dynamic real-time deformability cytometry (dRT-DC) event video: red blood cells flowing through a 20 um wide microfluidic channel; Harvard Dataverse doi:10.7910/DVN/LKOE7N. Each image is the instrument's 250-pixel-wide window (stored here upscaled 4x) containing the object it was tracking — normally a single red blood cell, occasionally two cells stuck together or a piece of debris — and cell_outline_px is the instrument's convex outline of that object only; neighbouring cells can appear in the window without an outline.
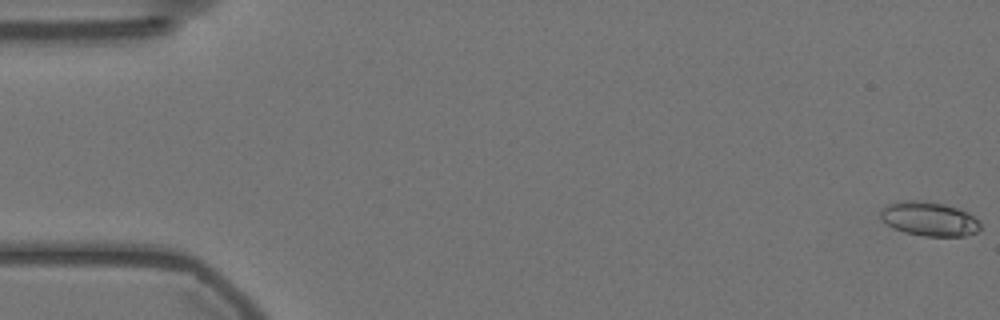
{"species": "Egyptian fruit bat (a non-hibernating species)", "species_latin": "Rousettus aegyptiacus", "temperature_condition": "warm", "stored_images_in_passage": 58, "camera_frame_rate_fps": 3000, "um_per_image_px": 0.085, "animal": {"sex": "female"}, "frame": {"image": 1, "passage_image": 1, "time_ms": 0.0, "image_size_px": [1000, 320], "cell_outline_px": [[980, 228], [976, 232], [964, 236], [924, 236], [904, 232], [888, 224], [880, 216], [880, 212], [884, 204], [900, 200], [920, 200], [944, 204], [968, 212], [980, 220]], "centroid_in_image_um": [78.98, 18.59], "position_along_channel_um": 6.0, "area_um2": 19.94}}
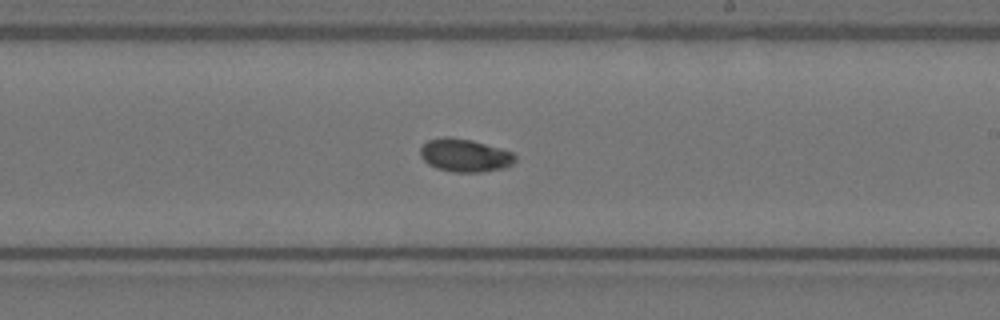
{"frame": {"image": 2, "passage_image": 34, "time_ms": 11.0, "image_size_px": [1000, 320], "cell_outline_px": [[516, 160], [508, 168], [480, 172], [452, 172], [436, 168], [428, 164], [420, 156], [420, 148], [428, 140], [448, 136], [472, 140], [512, 152], [516, 156]], "centroid_in_image_um": [39.52, 13.22], "position_along_channel_um": 249.5, "area_um2": 18.32}}
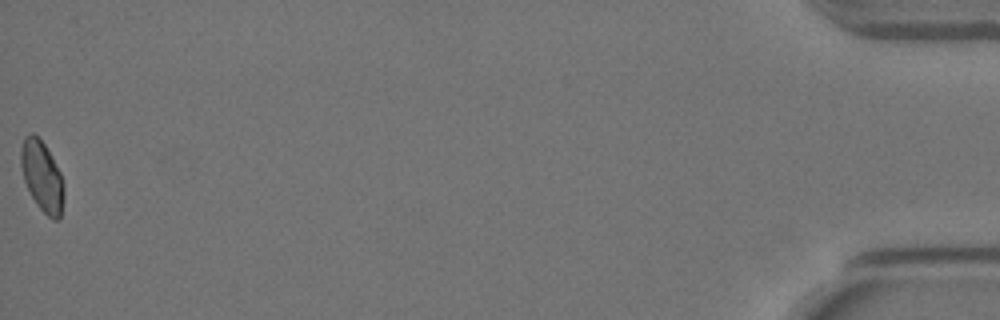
{"frame": {"image": 3, "passage_image": 58, "time_ms": 19.0, "image_size_px": [1000, 320], "cell_outline_px": [[64, 200], [60, 220], [52, 220], [36, 204], [24, 180], [20, 164], [20, 148], [24, 136], [32, 132], [44, 144], [60, 172], [64, 188]], "centroid_in_image_um": [3.57, 15.0], "position_along_channel_um": 431.6, "area_um2": 17.63}, "authors_computed_cell_mechanics": {"area_um2": 18.2648, "velocity_mm_per_s": 3.5482, "shape_relaxation_time_tau1_ms": 10.8997, "shape_relaxation_time_tau2_ms": null, "deformation_change_tau1": 0.1803, "deformation_change_tau2": null}}